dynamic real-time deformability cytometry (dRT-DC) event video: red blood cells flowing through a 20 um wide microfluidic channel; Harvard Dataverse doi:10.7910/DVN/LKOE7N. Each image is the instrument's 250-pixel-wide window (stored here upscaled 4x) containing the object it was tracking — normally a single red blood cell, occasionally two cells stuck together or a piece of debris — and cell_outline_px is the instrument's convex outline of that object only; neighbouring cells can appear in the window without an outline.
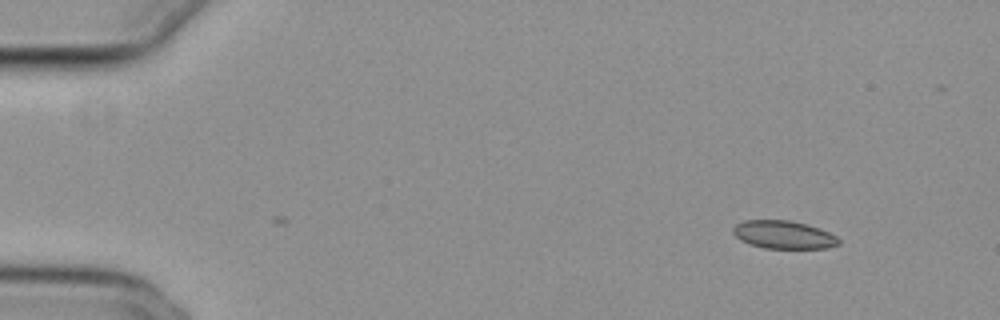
{"species": "common noctule bat (a hibernating species)", "species_latin": "Nyctalus noctula", "temperature_condition": "cold", "stored_images_in_passage": 2, "camera_frame_rate_fps": 3000, "um_per_image_px": 0.085, "animal": {"sex": "female", "body_mass_g": 29.2, "forearm_length_mm": 56.3}, "frame": {"image": 1, "passage_image": 2, "time_ms": 0.333, "image_size_px": [1000, 320], "cell_outline_px": [[840, 244], [828, 248], [764, 248], [748, 244], [740, 240], [732, 232], [732, 228], [736, 224], [744, 220], [788, 220], [808, 224], [820, 228], [836, 236], [840, 240]], "centroid_in_image_um": [66.6, 19.95], "position_along_channel_um": 18.4, "area_um2": 17.4}}